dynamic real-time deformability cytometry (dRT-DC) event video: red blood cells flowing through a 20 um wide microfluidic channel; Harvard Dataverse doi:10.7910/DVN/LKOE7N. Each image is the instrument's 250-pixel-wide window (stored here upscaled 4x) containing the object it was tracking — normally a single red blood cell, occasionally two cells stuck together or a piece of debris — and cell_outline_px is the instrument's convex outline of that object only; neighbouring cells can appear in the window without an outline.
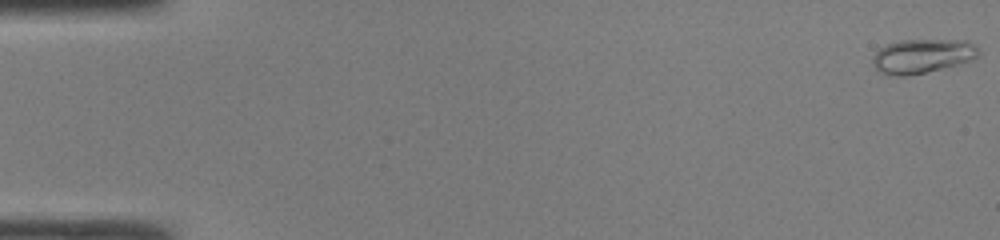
{"species": "common noctule bat (a hibernating species)", "species_latin": "Nyctalus noctula", "temperature_condition": "room temperature", "stored_images_in_passage": 49, "camera_frame_rate_fps": 3000, "um_per_image_px": 0.085, "animal": {"sex": "male", "body_mass_g": 19.0, "forearm_length_mm": 50.8}, "frame": {"image": 1, "passage_image": 1, "time_ms": 0.0, "image_size_px": [1000, 240], "cell_outline_px": [[980, 52], [972, 60], [908, 76], [888, 76], [880, 72], [872, 64], [872, 56], [880, 48], [888, 44], [900, 40], [968, 40]], "centroid_in_image_um": [78.34, 4.76], "position_along_channel_um": 6.7, "area_um2": 20.92}}
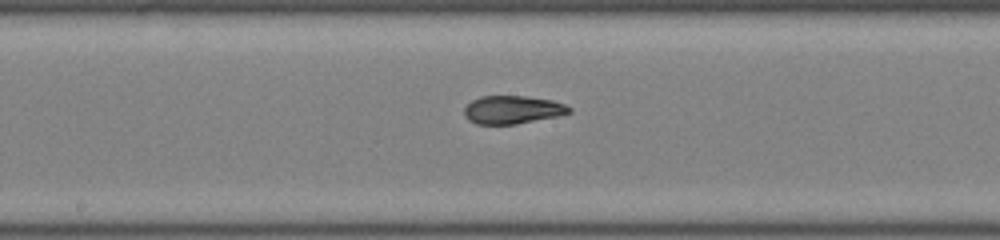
{"frame": {"image": 2, "passage_image": 26, "time_ms": 8.333, "image_size_px": [1000, 240], "cell_outline_px": [[572, 112], [556, 116], [516, 124], [476, 124], [468, 120], [464, 116], [464, 108], [472, 100], [480, 96], [528, 96], [552, 100], [564, 104], [572, 108]], "centroid_in_image_um": [43.54, 9.32], "position_along_channel_um": 204.7, "area_um2": 17.22}}
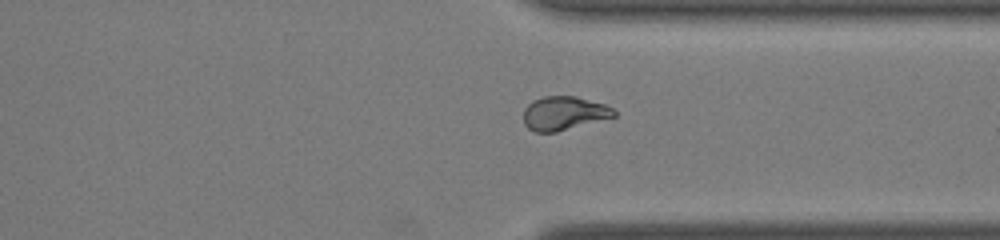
{"frame": {"image": 3, "passage_image": 37, "time_ms": 12.0, "image_size_px": [1000, 240], "cell_outline_px": [[616, 116], [556, 132], [536, 132], [528, 128], [524, 124], [524, 108], [532, 100], [544, 96], [576, 96], [604, 104], [612, 108], [616, 112]], "centroid_in_image_um": [47.91, 9.62], "position_along_channel_um": 363.5, "area_um2": 17.74}}